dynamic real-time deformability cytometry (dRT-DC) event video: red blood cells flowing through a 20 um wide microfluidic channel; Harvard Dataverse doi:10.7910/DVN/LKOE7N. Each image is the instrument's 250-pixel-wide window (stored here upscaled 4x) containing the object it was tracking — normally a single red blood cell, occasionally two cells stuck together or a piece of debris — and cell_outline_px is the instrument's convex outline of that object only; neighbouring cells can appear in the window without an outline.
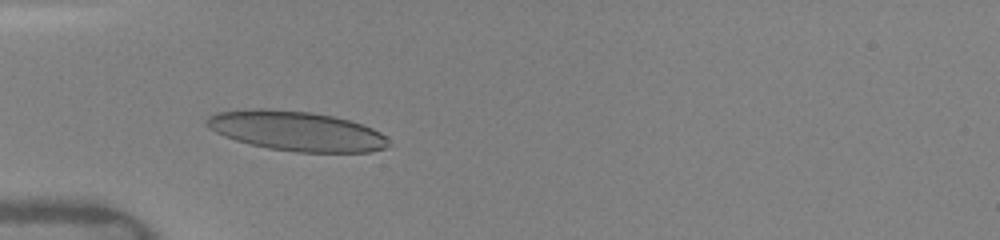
{"species": "human", "species_latin": "Homo sapiens", "temperature_condition": "warm", "stored_images_in_passage": 7, "camera_frame_rate_fps": 3000, "um_per_image_px": 0.085, "donor": {"sex": "female"}, "frame": {"image": 1, "passage_image": 6, "time_ms": 4.0, "image_size_px": [1000, 240], "cell_outline_px": [[396, 144], [388, 148], [372, 152], [296, 152], [268, 148], [236, 140], [224, 136], [208, 128], [204, 124], [204, 120], [208, 116], [216, 112], [252, 108], [268, 108], [312, 112], [332, 116], [364, 124], [380, 132]], "centroid_in_image_um": [25.24, 11.13], "position_along_channel_um": 59.8, "area_um2": 42.71}}
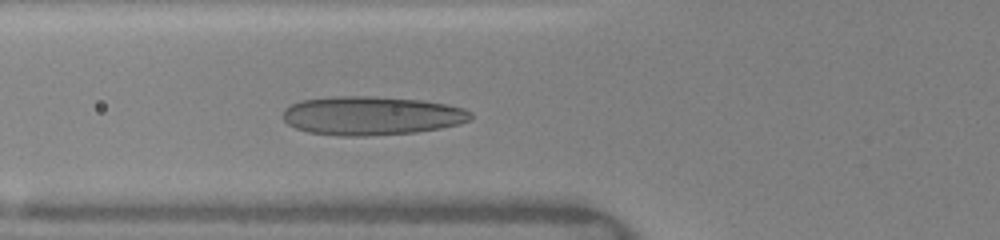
{"frame": {"image": 2, "passage_image": 7, "time_ms": 5.0, "image_size_px": [1000, 240], "cell_outline_px": [[472, 120], [460, 124], [440, 128], [416, 132], [364, 136], [340, 136], [308, 132], [296, 128], [288, 124], [284, 120], [284, 108], [300, 100], [332, 96], [372, 96], [424, 100], [464, 108], [472, 112]], "centroid_in_image_um": [31.59, 9.83], "position_along_channel_um": 94.2, "area_um2": 42.66}}